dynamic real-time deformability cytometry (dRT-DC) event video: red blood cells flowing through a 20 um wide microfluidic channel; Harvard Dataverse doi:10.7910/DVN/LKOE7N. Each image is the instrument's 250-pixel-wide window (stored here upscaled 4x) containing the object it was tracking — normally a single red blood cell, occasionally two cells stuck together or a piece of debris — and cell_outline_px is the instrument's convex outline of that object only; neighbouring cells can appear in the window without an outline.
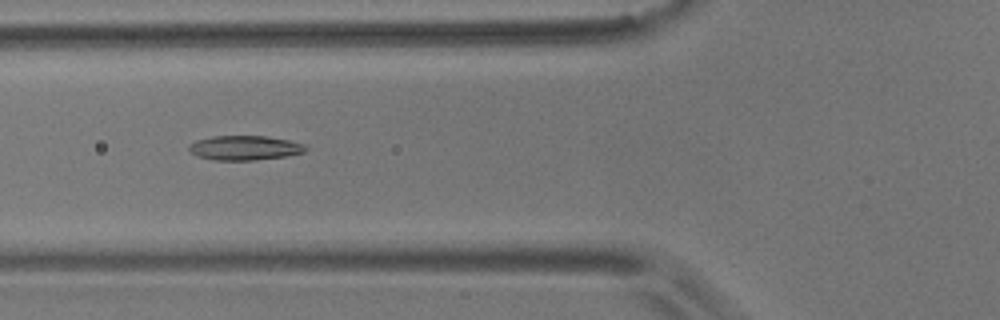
{"species": "common noctule bat (a hibernating species)", "species_latin": "Nyctalus noctula", "temperature_condition": "room temperature", "stored_images_in_passage": 8, "camera_frame_rate_fps": 3000, "um_per_image_px": 0.085, "animal": {"sex": "male", "body_mass_g": 17.9}, "frame": {"image": 1, "passage_image": 6, "time_ms": 5.667, "image_size_px": [1000, 320], "cell_outline_px": [[308, 148], [304, 152], [284, 156], [256, 160], [212, 160], [196, 156], [188, 148], [188, 144], [196, 140], [212, 136], [264, 136], [288, 140], [304, 144]], "centroid_in_image_um": [20.76, 12.57], "position_along_channel_um": 105.0, "area_um2": 16.65}}
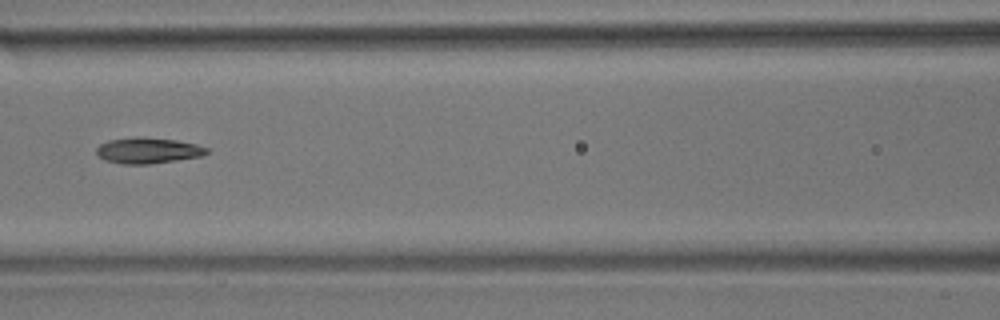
{"frame": {"image": 2, "passage_image": 7, "time_ms": 7.0, "image_size_px": [1000, 320], "cell_outline_px": [[208, 152], [204, 156], [148, 164], [120, 164], [104, 160], [96, 152], [96, 148], [100, 144], [108, 140], [136, 136], [144, 136], [176, 140], [196, 144], [208, 148]], "centroid_in_image_um": [12.57, 12.78], "position_along_channel_um": 154.0, "area_um2": 16.82}}
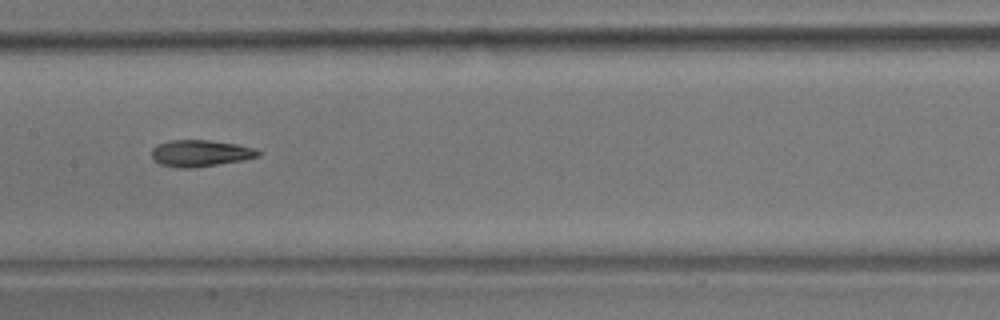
{"frame": {"image": 3, "passage_image": 8, "time_ms": 8.0, "image_size_px": [1000, 320], "cell_outline_px": [[260, 156], [240, 160], [192, 168], [176, 168], [160, 164], [152, 160], [152, 148], [156, 144], [168, 140], [208, 140], [236, 144], [256, 148], [260, 152]], "centroid_in_image_um": [16.97, 13.02], "position_along_channel_um": 190.4, "area_um2": 16.53}}